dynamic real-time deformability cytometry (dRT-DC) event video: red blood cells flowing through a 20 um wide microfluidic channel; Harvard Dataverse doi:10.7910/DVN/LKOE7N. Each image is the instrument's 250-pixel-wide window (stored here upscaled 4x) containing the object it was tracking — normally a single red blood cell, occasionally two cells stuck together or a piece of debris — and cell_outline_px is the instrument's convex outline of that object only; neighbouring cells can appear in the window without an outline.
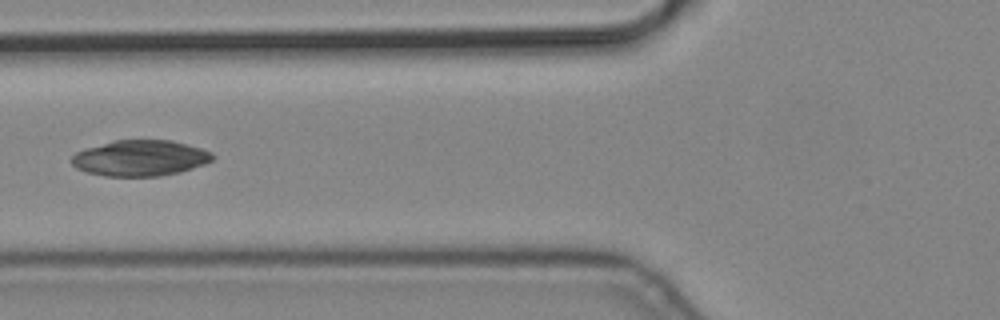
{"species": "common noctule bat (a hibernating species)", "species_latin": "Nyctalus noctula", "temperature_condition": "cold", "stored_images_in_passage": 8, "camera_frame_rate_fps": 3000, "um_per_image_px": 0.085, "animal": {"sex": "male", "body_mass_g": 19.2, "forearm_length_mm": 51.8}, "frame": {"image": 1, "passage_image": 5, "time_ms": 1.333, "image_size_px": [1000, 320], "cell_outline_px": [[216, 156], [212, 160], [204, 164], [180, 172], [160, 176], [104, 176], [88, 172], [76, 168], [72, 164], [72, 156], [76, 152], [84, 148], [112, 140], [172, 140], [188, 144], [212, 152]], "centroid_in_image_um": [11.92, 13.43], "position_along_channel_um": 113.9, "area_um2": 29.59}}
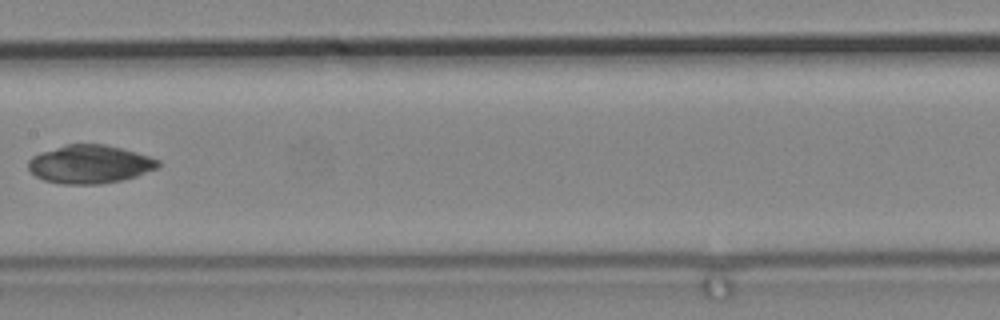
{"frame": {"image": 2, "passage_image": 7, "time_ms": 2.0, "image_size_px": [1000, 320], "cell_outline_px": [[160, 164], [156, 168], [136, 176], [120, 180], [100, 184], [64, 184], [44, 180], [36, 176], [28, 168], [28, 160], [32, 156], [40, 152], [64, 144], [104, 144], [136, 152], [160, 160]], "centroid_in_image_um": [7.6, 13.95], "position_along_channel_um": 199.8, "area_um2": 28.9}}
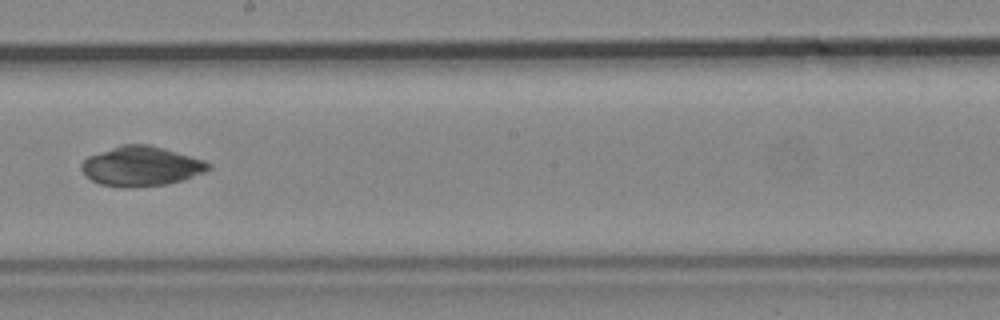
{"frame": {"image": 3, "passage_image": 8, "time_ms": 2.333, "image_size_px": [1000, 320], "cell_outline_px": [[212, 168], [204, 172], [180, 180], [164, 184], [124, 188], [100, 184], [84, 176], [80, 168], [80, 164], [88, 156], [120, 144], [148, 144], [164, 148], [204, 160], [212, 164]], "centroid_in_image_um": [11.96, 14.12], "position_along_channel_um": 236.2, "area_um2": 29.36}}